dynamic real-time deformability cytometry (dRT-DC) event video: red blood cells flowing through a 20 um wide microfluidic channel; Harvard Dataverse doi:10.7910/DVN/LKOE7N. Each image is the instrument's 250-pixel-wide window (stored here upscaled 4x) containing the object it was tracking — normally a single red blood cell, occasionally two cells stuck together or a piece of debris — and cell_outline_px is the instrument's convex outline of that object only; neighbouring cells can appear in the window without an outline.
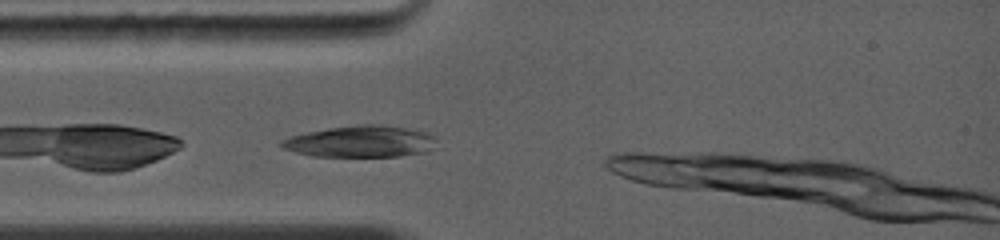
{"species": "common noctule bat (a hibernating species)", "species_latin": "Nyctalus noctula", "temperature_condition": "warm", "stored_images_in_passage": 5, "camera_frame_rate_fps": 5000, "um_per_image_px": 0.085, "animal": {"sex": "female", "body_mass_g": 19.0, "forearm_length_mm": 56.7}, "frame": {"image": 1, "passage_image": 2, "time_ms": 0.6, "image_size_px": [1000, 240], "cell_outline_px": [[436, 140], [432, 148], [424, 152], [400, 156], [312, 156], [296, 152], [284, 148], [280, 144], [280, 140], [292, 136], [308, 132], [328, 128], [356, 124], [384, 124], [424, 132], [432, 136]], "centroid_in_image_um": [30.63, 12.02], "position_along_channel_um": 54.4, "area_um2": 28.21}}